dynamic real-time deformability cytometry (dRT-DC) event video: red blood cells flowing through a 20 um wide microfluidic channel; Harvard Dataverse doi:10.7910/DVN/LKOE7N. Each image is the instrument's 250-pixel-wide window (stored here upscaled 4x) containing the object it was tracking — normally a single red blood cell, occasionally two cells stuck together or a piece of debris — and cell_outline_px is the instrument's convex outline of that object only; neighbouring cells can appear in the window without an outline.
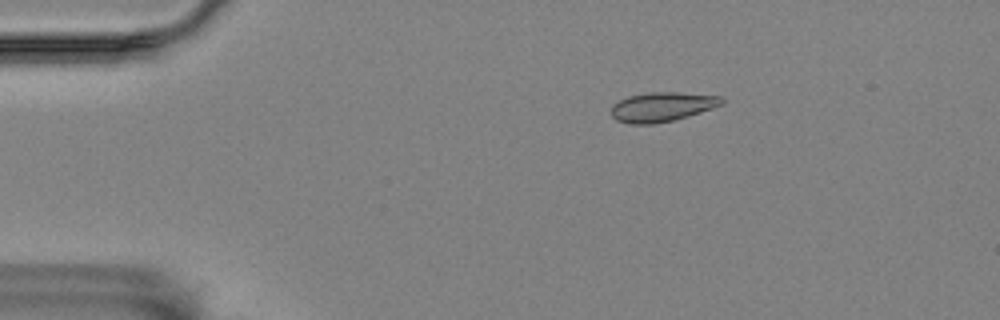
{"species": "Egyptian fruit bat (a non-hibernating species)", "species_latin": "Rousettus aegyptiacus", "temperature_condition": "room temperature", "stored_images_in_passage": 48, "camera_frame_rate_fps": 3000, "um_per_image_px": 0.085, "animal": {"sex": "female"}, "frame": {"image": 1, "passage_image": 1, "time_ms": 0.0, "image_size_px": [1000, 320], "cell_outline_px": [[724, 104], [688, 116], [672, 120], [652, 124], [628, 124], [616, 120], [612, 116], [612, 104], [628, 96], [652, 92], [676, 92], [720, 96], [724, 100]], "centroid_in_image_um": [56.26, 9.08], "position_along_channel_um": 28.7, "area_um2": 18.84}}
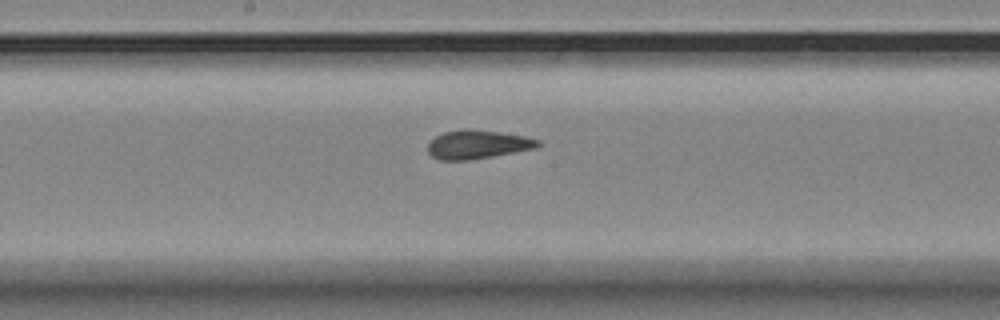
{"frame": {"image": 2, "passage_image": 21, "time_ms": 6.667, "image_size_px": [1000, 320], "cell_outline_px": [[540, 144], [536, 148], [492, 156], [468, 160], [440, 160], [432, 156], [428, 152], [428, 144], [436, 136], [444, 132], [460, 128], [468, 128], [500, 132], [528, 136], [540, 140]], "centroid_in_image_um": [40.6, 12.26], "position_along_channel_um": 207.6, "area_um2": 18.5}}
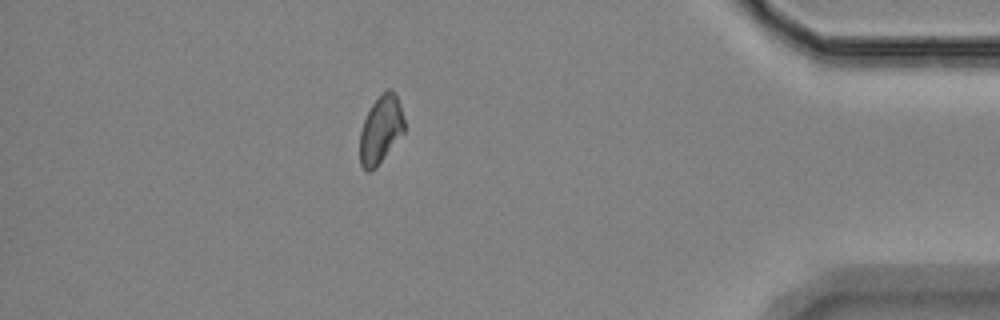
{"frame": {"image": 3, "passage_image": 41, "time_ms": 13.333, "image_size_px": [1000, 320], "cell_outline_px": [[404, 132], [376, 168], [368, 172], [360, 164], [360, 132], [364, 120], [372, 104], [388, 88], [392, 88], [396, 92], [404, 120]], "centroid_in_image_um": [32.37, 11.02], "position_along_channel_um": 402.8, "area_um2": 17.4}, "authors_computed_cell_mechanics": {"area_um2": 18.496, "velocity_mm_per_s": 3.5106, "shape_relaxation_time_tau1_ms": null, "shape_relaxation_time_tau2_ms": 3.0012, "deformation_change_tau1": null, "deformation_change_tau2": 0.0465}}